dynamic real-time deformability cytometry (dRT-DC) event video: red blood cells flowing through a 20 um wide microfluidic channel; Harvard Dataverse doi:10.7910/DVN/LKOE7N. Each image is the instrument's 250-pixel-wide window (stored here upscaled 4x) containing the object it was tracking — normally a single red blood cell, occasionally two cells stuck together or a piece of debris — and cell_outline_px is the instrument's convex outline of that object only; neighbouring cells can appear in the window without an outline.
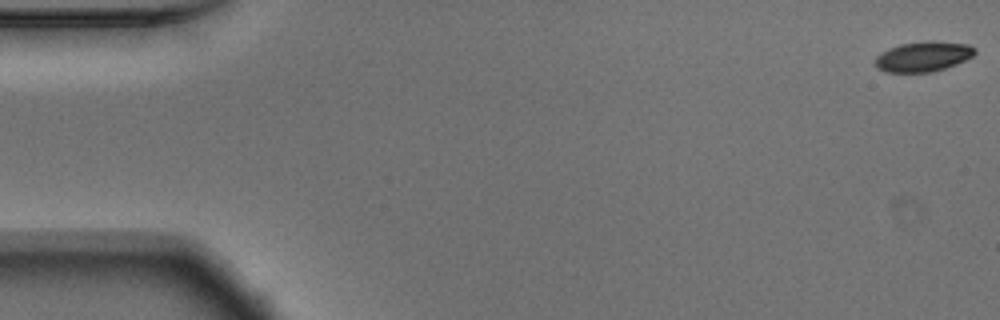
{"species": "Egyptian fruit bat (a non-hibernating species)", "species_latin": "Rousettus aegyptiacus", "temperature_condition": "warm", "stored_images_in_passage": 54, "camera_frame_rate_fps": 3000, "um_per_image_px": 0.085, "animal": {"sex": "male"}, "frame": {"image": 1, "passage_image": 1, "time_ms": 0.0, "image_size_px": [1000, 320], "cell_outline_px": [[976, 52], [972, 56], [956, 64], [932, 72], [884, 72], [876, 68], [876, 56], [880, 52], [888, 48], [900, 44], [928, 40], [932, 40], [968, 44], [976, 48]], "centroid_in_image_um": [78.46, 4.79], "position_along_channel_um": 6.5, "area_um2": 17.63}}
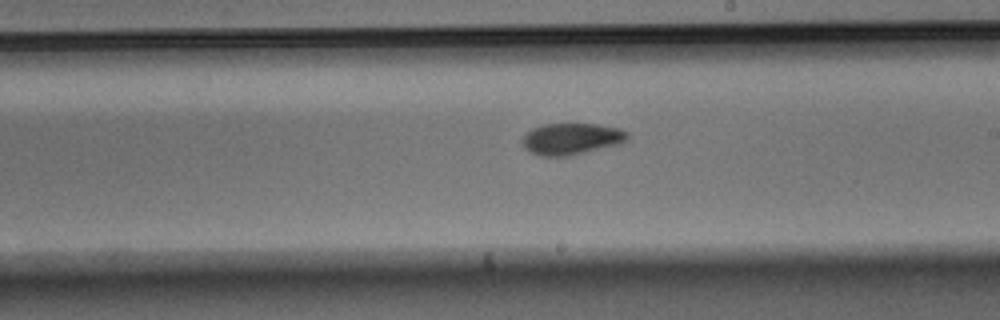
{"frame": {"image": 2, "passage_image": 31, "time_ms": 10.0, "image_size_px": [1000, 320], "cell_outline_px": [[628, 136], [620, 144], [572, 156], [540, 156], [524, 148], [524, 136], [532, 128], [544, 124], [596, 124], [620, 128], [628, 132]], "centroid_in_image_um": [48.6, 11.81], "position_along_channel_um": 240.4, "area_um2": 19.25}}
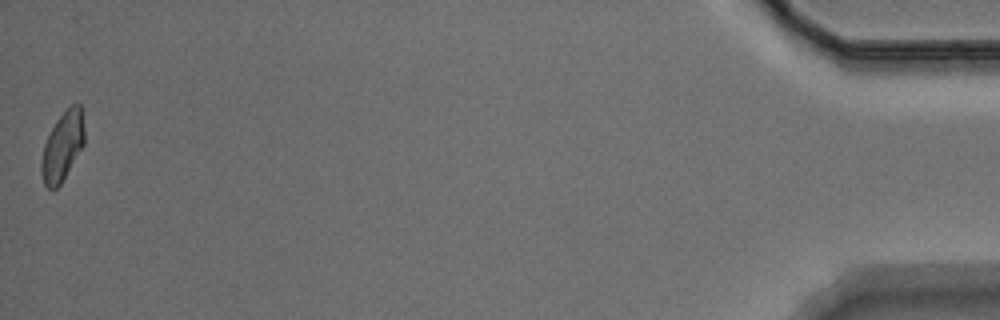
{"frame": {"image": 3, "passage_image": 54, "time_ms": 17.667, "image_size_px": [1000, 320], "cell_outline_px": [[84, 144], [60, 184], [56, 188], [48, 188], [44, 184], [40, 172], [40, 164], [44, 144], [56, 120], [72, 104], [80, 104], [84, 128]], "centroid_in_image_um": [5.3, 12.45], "position_along_channel_um": 429.9, "area_um2": 16.99}, "authors_computed_cell_mechanics": {"area_um2": 18.785, "velocity_mm_per_s": 3.7387, "shape_relaxation_time_tau1_ms": 4.1939, "shape_relaxation_time_tau2_ms": 10.9872, "deformation_change_tau1": 0.1217, "deformation_change_tau2": 0.144}}